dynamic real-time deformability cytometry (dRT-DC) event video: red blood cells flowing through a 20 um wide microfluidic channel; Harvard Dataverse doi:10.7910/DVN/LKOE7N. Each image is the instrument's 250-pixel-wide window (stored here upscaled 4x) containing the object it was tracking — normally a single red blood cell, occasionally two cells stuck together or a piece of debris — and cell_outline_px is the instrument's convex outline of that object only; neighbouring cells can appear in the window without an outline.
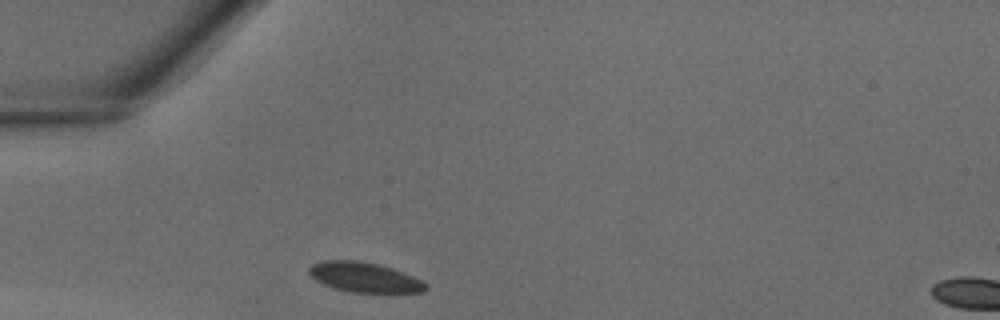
{"species": "common noctule bat (a hibernating species)", "species_latin": "Nyctalus noctula", "temperature_condition": "warm", "stored_images_in_passage": 24, "camera_frame_rate_fps": 3000, "um_per_image_px": 0.085, "animal": {"sex": "male", "body_mass_g": 18.8}, "frame": {"image": 1, "passage_image": 1, "time_ms": 0.0, "image_size_px": [1000, 320], "cell_outline_px": [[428, 288], [424, 292], [352, 292], [336, 288], [324, 284], [316, 280], [308, 272], [308, 268], [312, 264], [324, 260], [356, 260], [380, 264], [392, 268], [412, 276], [428, 284]], "centroid_in_image_um": [30.98, 23.56], "position_along_channel_um": 54.0, "area_um2": 20.17}}
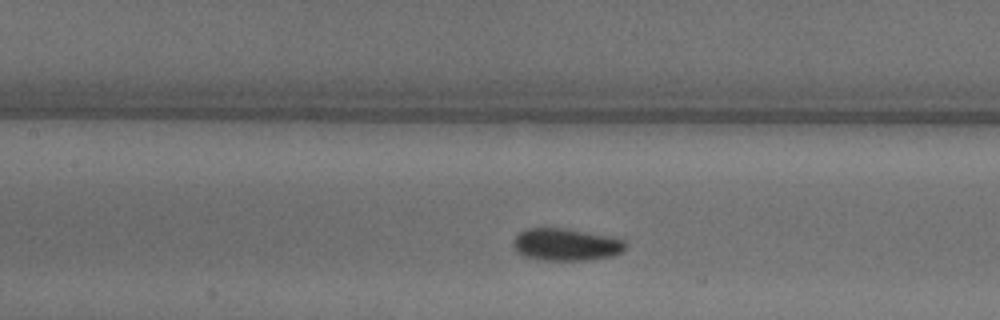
{"frame": {"image": 2, "passage_image": 8, "time_ms": 2.333, "image_size_px": [1000, 320], "cell_outline_px": [[628, 244], [620, 252], [612, 256], [592, 260], [540, 260], [524, 256], [516, 252], [512, 244], [512, 240], [520, 232], [528, 228], [564, 228], [608, 236], [624, 240]], "centroid_in_image_um": [48.08, 20.79], "position_along_channel_um": 159.3, "area_um2": 21.15}}
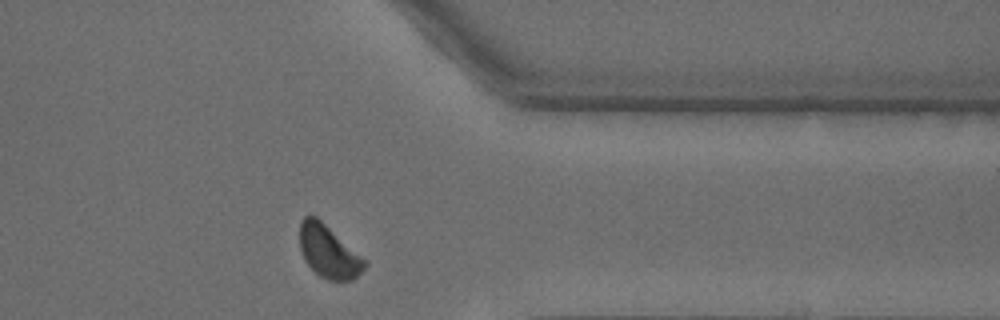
{"frame": {"image": 3, "passage_image": 22, "time_ms": 7.0, "image_size_px": [1000, 320], "cell_outline_px": [[368, 264], [352, 280], [328, 280], [320, 276], [304, 260], [300, 248], [300, 220], [304, 216], [316, 216], [368, 260]], "centroid_in_image_um": [27.95, 21.37], "position_along_channel_um": 383.5, "area_um2": 19.94}}